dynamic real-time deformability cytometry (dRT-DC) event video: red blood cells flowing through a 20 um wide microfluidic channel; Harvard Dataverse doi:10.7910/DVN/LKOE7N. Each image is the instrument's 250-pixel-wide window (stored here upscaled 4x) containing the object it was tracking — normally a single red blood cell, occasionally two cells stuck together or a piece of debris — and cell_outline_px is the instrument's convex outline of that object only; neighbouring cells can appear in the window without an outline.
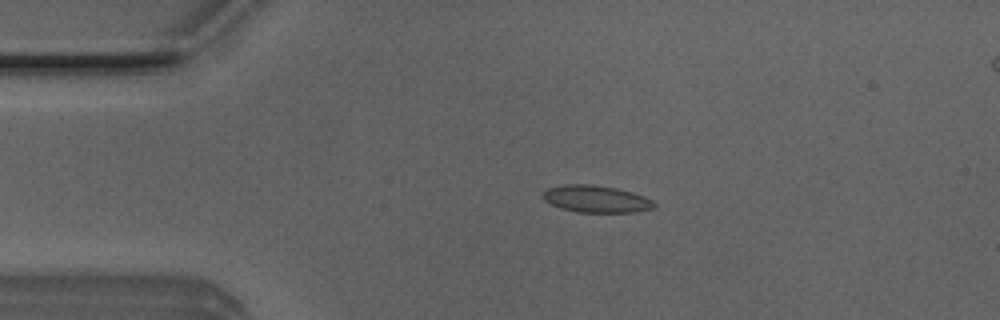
{"species": "Egyptian fruit bat (a non-hibernating species)", "species_latin": "Rousettus aegyptiacus", "temperature_condition": "room temperature", "stored_images_in_passage": 5, "camera_frame_rate_fps": 3000, "um_per_image_px": 0.085, "animal": {"sex": "male"}, "frame": {"image": 1, "passage_image": 4, "time_ms": 1.0, "image_size_px": [1000, 320], "cell_outline_px": [[656, 204], [652, 208], [636, 212], [576, 212], [560, 208], [544, 200], [544, 192], [548, 188], [564, 184], [592, 184], [616, 188], [632, 192], [644, 196], [652, 200]], "centroid_in_image_um": [50.67, 16.91], "position_along_channel_um": 34.3, "area_um2": 17.46}}